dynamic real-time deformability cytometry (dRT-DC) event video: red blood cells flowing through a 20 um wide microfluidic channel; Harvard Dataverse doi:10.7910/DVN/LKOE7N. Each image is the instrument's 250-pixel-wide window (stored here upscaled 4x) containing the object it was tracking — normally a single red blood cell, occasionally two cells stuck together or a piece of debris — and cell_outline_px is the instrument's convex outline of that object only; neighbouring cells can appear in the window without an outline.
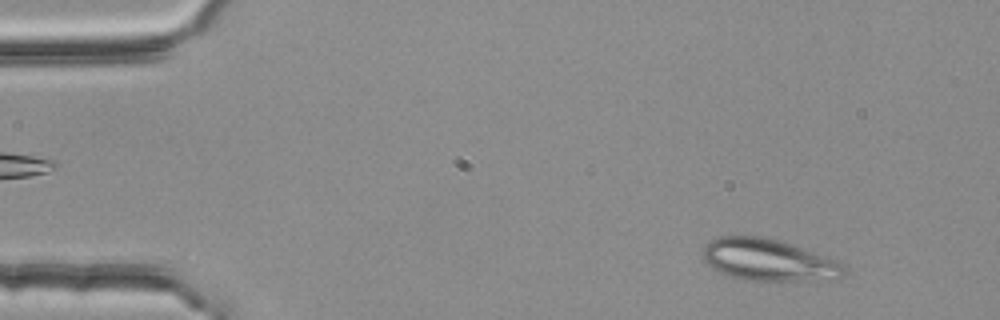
{"species": "common noctule bat (a hibernating species)", "species_latin": "Nyctalus noctula", "temperature_condition": "room temperature", "stored_images_in_passage": 52, "camera_frame_rate_fps": 3000, "um_per_image_px": 0.085, "animal": {"sex": "female", "body_mass_g": 25.1}, "frame": {"image": 1, "passage_image": 5, "time_ms": 1.333, "image_size_px": [1000, 320], "cell_outline_px": [[848, 268], [844, 276], [840, 280], [744, 280], [720, 272], [712, 268], [704, 260], [704, 248], [712, 240], [720, 236], [756, 236], [776, 240], [800, 248], [844, 264]], "centroid_in_image_um": [65.36, 22.13], "position_along_channel_um": 19.6, "area_um2": 33.81}}
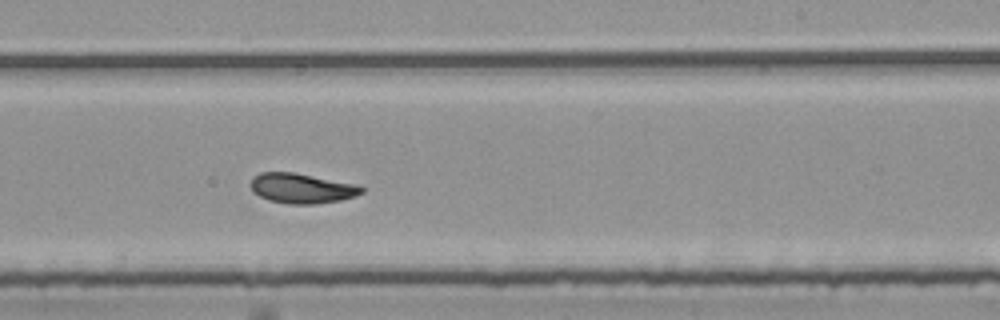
{"frame": {"image": 2, "passage_image": 32, "time_ms": 10.333, "image_size_px": [1000, 320], "cell_outline_px": [[364, 192], [356, 196], [340, 200], [316, 204], [288, 204], [268, 200], [252, 192], [252, 176], [260, 172], [296, 172], [360, 184], [364, 188]], "centroid_in_image_um": [25.7, 15.99], "position_along_channel_um": 263.3, "area_um2": 19.77}}
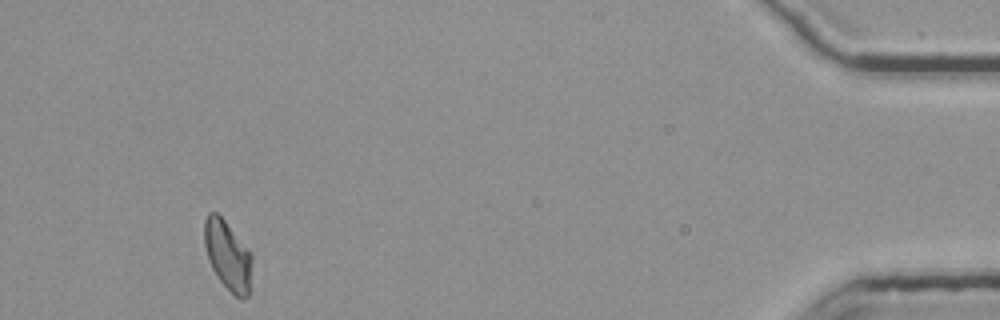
{"frame": {"image": 3, "passage_image": 50, "time_ms": 16.333, "image_size_px": [1000, 320], "cell_outline_px": [[252, 260], [248, 296], [244, 300], [240, 300], [216, 276], [208, 260], [204, 244], [204, 220], [208, 212], [216, 212], [224, 220], [252, 256]], "centroid_in_image_um": [19.33, 21.72], "position_along_channel_um": 415.9, "area_um2": 18.9}, "authors_computed_cell_mechanics": {"area_um2": 19.5942, "velocity_mm_per_s": 3.7566, "shape_relaxation_time_tau1_ms": 10.8633, "shape_relaxation_time_tau2_ms": 3.1736, "deformation_change_tau1": 0.2073, "deformation_change_tau2": 0.0829}}